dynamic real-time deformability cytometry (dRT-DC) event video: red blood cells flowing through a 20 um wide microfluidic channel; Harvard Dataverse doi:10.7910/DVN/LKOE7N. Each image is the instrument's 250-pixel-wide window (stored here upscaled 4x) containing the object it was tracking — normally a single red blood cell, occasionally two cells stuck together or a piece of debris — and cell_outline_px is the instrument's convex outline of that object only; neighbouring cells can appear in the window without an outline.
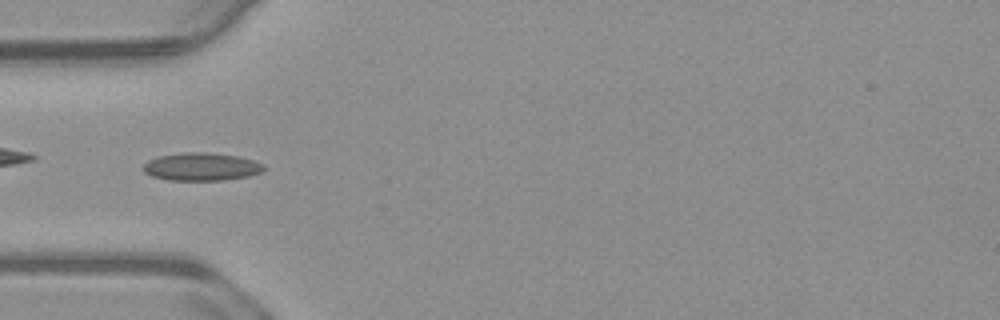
{"species": "common noctule bat (a hibernating species)", "species_latin": "Nyctalus noctula", "temperature_condition": "warm", "stored_images_in_passage": 40, "camera_frame_rate_fps": 3000, "um_per_image_px": 0.085, "animal": {"sex": "male", "body_mass_g": 23.1, "forearm_length_mm": 52.7}, "frame": {"image": 1, "passage_image": 2, "time_ms": 0.333, "image_size_px": [1000, 320], "cell_outline_px": [[268, 168], [264, 172], [248, 176], [224, 180], [168, 180], [152, 176], [144, 172], [144, 164], [148, 160], [156, 156], [184, 152], [204, 152], [240, 156], [264, 164]], "centroid_in_image_um": [17.16, 14.17], "position_along_channel_um": 67.8, "area_um2": 19.83}}
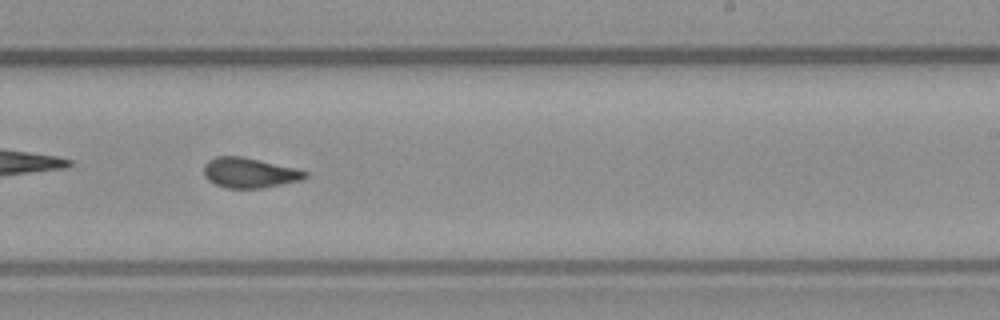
{"frame": {"image": 2, "passage_image": 18, "time_ms": 5.667, "image_size_px": [1000, 320], "cell_outline_px": [[308, 176], [300, 180], [260, 188], [228, 188], [216, 184], [208, 180], [204, 176], [204, 164], [208, 160], [216, 156], [244, 156], [300, 168], [308, 172]], "centroid_in_image_um": [21.22, 14.66], "position_along_channel_um": 267.8, "area_um2": 17.98}}
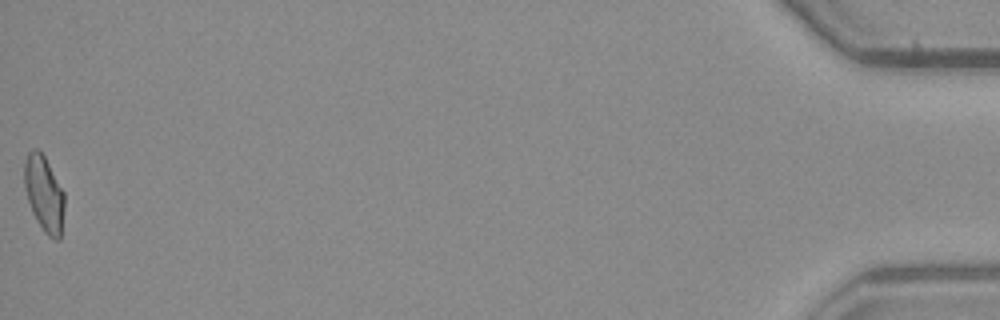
{"frame": {"image": 3, "passage_image": 40, "time_ms": 13.0, "image_size_px": [1000, 320], "cell_outline_px": [[64, 208], [60, 240], [56, 240], [48, 236], [44, 232], [36, 220], [32, 212], [28, 200], [24, 184], [24, 164], [28, 152], [32, 148], [36, 148], [44, 156], [64, 192]], "centroid_in_image_um": [3.74, 16.48], "position_along_channel_um": 431.5, "area_um2": 17.63}, "authors_computed_cell_mechanics": {"area_um2": 17.7157, "velocity_mm_per_s": 3.7314, "shape_relaxation_time_tau1_ms": null, "shape_relaxation_time_tau2_ms": 1.0781, "deformation_change_tau1": null, "deformation_change_tau2": 0.0593}}